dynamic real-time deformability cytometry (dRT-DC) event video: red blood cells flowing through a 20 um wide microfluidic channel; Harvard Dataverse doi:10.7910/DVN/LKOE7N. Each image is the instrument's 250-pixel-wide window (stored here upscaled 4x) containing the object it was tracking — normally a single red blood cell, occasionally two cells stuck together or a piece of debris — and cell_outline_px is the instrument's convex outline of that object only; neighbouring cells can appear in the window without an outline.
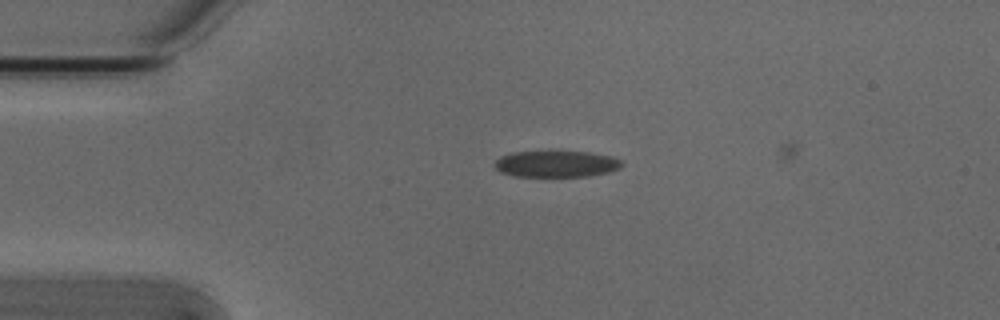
{"species": "Egyptian fruit bat (a non-hibernating species)", "species_latin": "Rousettus aegyptiacus", "temperature_condition": "cold", "stored_images_in_passage": 2, "camera_frame_rate_fps": 3000, "um_per_image_px": 0.085, "animal": {"sex": "male"}, "frame": {"image": 1, "passage_image": 1, "time_ms": 0.0, "image_size_px": [1000, 320], "cell_outline_px": [[624, 164], [620, 168], [608, 172], [588, 176], [516, 176], [500, 172], [496, 168], [496, 160], [500, 156], [512, 152], [588, 152], [612, 156], [620, 160]], "centroid_in_image_um": [47.3, 13.93], "position_along_channel_um": 37.7, "area_um2": 19.36}}